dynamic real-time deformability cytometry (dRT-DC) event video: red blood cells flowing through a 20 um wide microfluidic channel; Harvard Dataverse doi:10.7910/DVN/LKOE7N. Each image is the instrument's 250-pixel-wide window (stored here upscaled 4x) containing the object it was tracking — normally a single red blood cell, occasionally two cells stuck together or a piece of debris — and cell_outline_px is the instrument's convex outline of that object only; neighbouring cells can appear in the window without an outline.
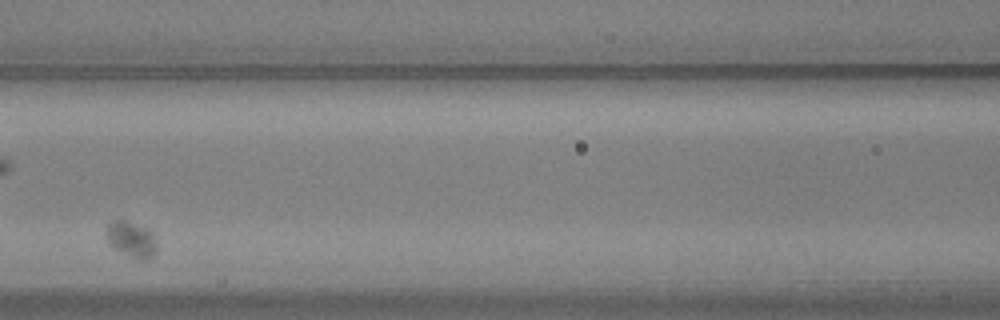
{"species": "common noctule bat (a hibernating species)", "species_latin": "Nyctalus noctula", "temperature_condition": "warm", "stored_images_in_passage": 6, "segment_of_instrument_passage": [2, 2], "camera_frame_rate_fps": 3000, "um_per_image_px": 0.085, "animal": {"sex": "male", "body_mass_g": 20.5, "forearm_length_mm": 52.5}, "frame": {"image": 1, "passage_image": 6, "time_ms": 1.667, "image_size_px": [1000, 320], "cell_outline_px": [[156, 252], [152, 256], [144, 260], [140, 260], [116, 248], [108, 240], [104, 232], [108, 224], [112, 220], [124, 220], [148, 228], [152, 232], [156, 244]], "centroid_in_image_um": [11.17, 20.3], "position_along_channel_um": 155.4, "area_um2": 10.29}}